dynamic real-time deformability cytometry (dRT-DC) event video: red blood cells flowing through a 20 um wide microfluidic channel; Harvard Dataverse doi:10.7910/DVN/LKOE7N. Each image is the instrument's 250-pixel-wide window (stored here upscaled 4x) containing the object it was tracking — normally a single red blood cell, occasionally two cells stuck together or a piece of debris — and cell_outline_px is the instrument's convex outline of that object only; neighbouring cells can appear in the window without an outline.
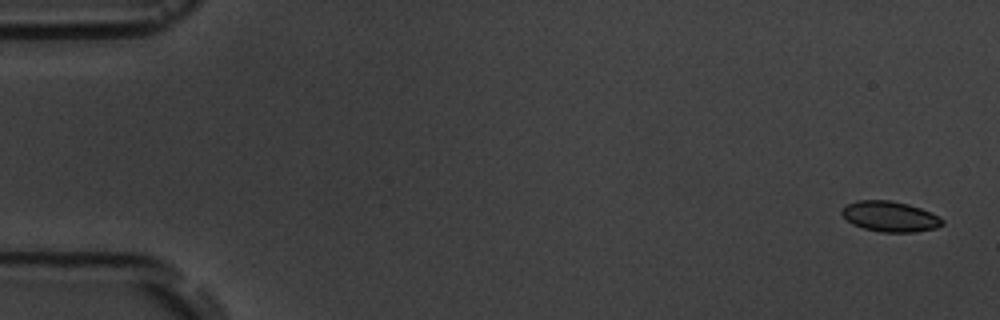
{"species": "common noctule bat (a hibernating species)", "species_latin": "Nyctalus noctula", "temperature_condition": "room temperature", "stored_images_in_passage": 5, "camera_frame_rate_fps": 3000, "um_per_image_px": 0.085, "animal": {"sex": "male", "body_mass_g": 19.5, "forearm_length_mm": 54.6}, "frame": {"image": 1, "passage_image": 1, "time_ms": 0.0, "image_size_px": [1000, 320], "cell_outline_px": [[944, 224], [936, 228], [916, 232], [880, 232], [864, 228], [852, 224], [840, 212], [848, 204], [856, 200], [888, 200], [908, 204], [932, 212], [940, 216], [944, 220]], "centroid_in_image_um": [75.69, 18.4], "position_along_channel_um": 9.3, "area_um2": 17.86}}